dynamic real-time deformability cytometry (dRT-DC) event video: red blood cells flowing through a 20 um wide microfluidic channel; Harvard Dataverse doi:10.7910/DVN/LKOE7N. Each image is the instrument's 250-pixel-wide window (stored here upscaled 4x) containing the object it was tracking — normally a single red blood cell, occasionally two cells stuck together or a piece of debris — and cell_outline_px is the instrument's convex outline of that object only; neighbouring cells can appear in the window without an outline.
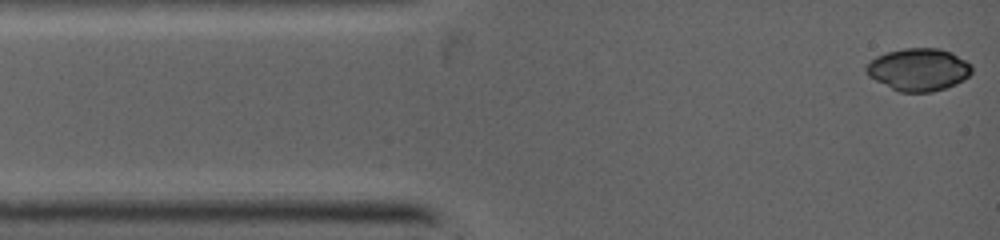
{"species": "common noctule bat (a hibernating species)", "species_latin": "Nyctalus noctula", "temperature_condition": "warm", "stored_images_in_passage": 4, "camera_frame_rate_fps": 5000, "um_per_image_px": 0.085, "animal": {"sex": "female", "body_mass_g": 19.0, "forearm_length_mm": 53.3}, "frame": {"image": 1, "passage_image": 1, "time_ms": 0.0, "image_size_px": [1000, 240], "cell_outline_px": [[972, 72], [964, 80], [956, 84], [932, 92], [900, 92], [868, 76], [864, 68], [876, 56], [888, 52], [904, 48], [940, 48], [952, 52], [972, 64]], "centroid_in_image_um": [78.11, 5.9], "position_along_channel_um": 6.9, "area_um2": 26.13}}
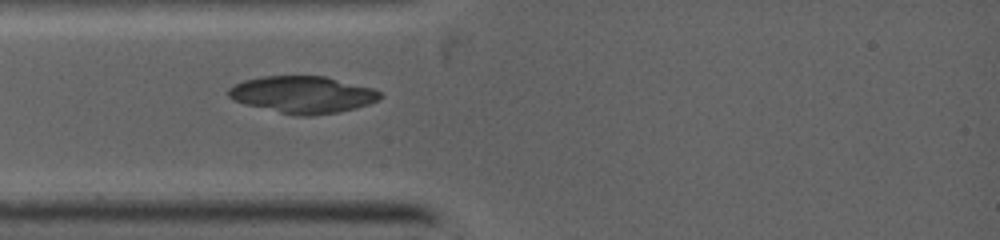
{"frame": {"image": 2, "passage_image": 4, "time_ms": 2.4, "image_size_px": [1000, 240], "cell_outline_px": [[384, 96], [380, 100], [356, 108], [340, 112], [312, 116], [296, 116], [244, 104], [232, 100], [228, 96], [228, 88], [244, 80], [260, 76], [324, 76], [372, 88], [380, 92]], "centroid_in_image_um": [25.73, 8.05], "position_along_channel_um": 59.3, "area_um2": 32.83}}